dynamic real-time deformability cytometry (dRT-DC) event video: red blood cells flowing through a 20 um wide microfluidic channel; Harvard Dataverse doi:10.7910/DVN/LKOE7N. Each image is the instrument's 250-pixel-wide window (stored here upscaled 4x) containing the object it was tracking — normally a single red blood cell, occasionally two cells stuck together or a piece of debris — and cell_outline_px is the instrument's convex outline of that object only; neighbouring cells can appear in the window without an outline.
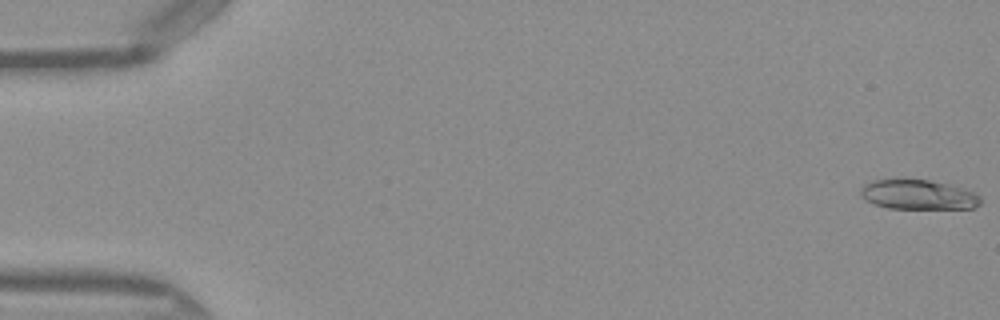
{"species": "Egyptian fruit bat (a non-hibernating species)", "species_latin": "Rousettus aegyptiacus", "temperature_condition": "warm", "stored_images_in_passage": 50, "camera_frame_rate_fps": 3000, "um_per_image_px": 0.085, "frame": {"image": 1, "passage_image": 1, "time_ms": 0.0, "image_size_px": [1000, 320], "cell_outline_px": [[980, 204], [972, 208], [888, 208], [872, 204], [860, 196], [860, 188], [864, 184], [872, 180], [928, 180], [948, 184], [972, 192], [980, 196]], "centroid_in_image_um": [77.98, 16.55], "position_along_channel_um": 7.0, "area_um2": 20.46}}
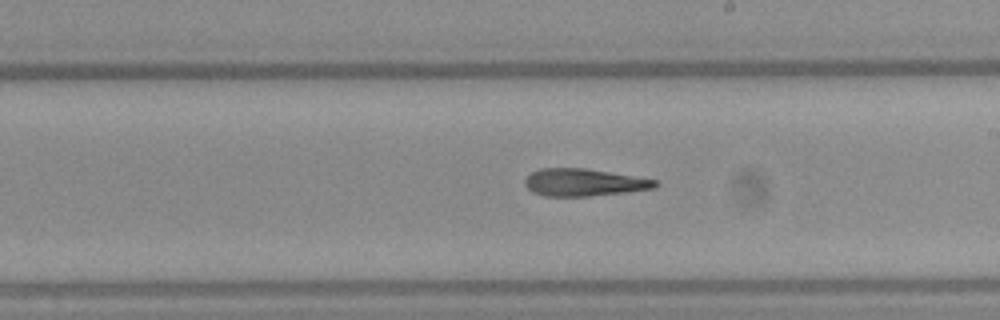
{"frame": {"image": 2, "passage_image": 29, "time_ms": 9.333, "image_size_px": [1000, 320], "cell_outline_px": [[660, 184], [656, 188], [628, 192], [588, 196], [544, 196], [532, 192], [524, 184], [524, 180], [532, 172], [540, 168], [584, 168], [656, 180]], "centroid_in_image_um": [49.62, 15.51], "position_along_channel_um": 239.4, "area_um2": 20.69}}
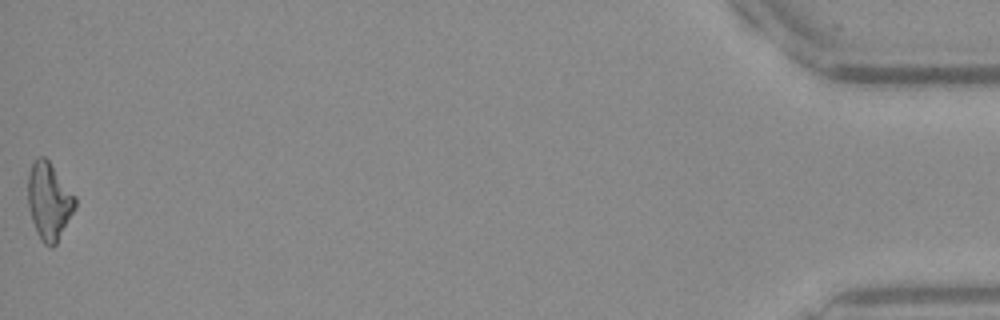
{"frame": {"image": 3, "passage_image": 50, "time_ms": 16.333, "image_size_px": [1000, 320], "cell_outline_px": [[76, 208], [56, 244], [52, 248], [44, 244], [40, 240], [36, 232], [28, 208], [28, 172], [32, 164], [40, 156], [44, 156], [48, 160], [76, 196]], "centroid_in_image_um": [4.17, 17.12], "position_along_channel_um": 431.0, "area_um2": 21.33}, "authors_computed_cell_mechanics": {"area_um2": 21.2993, "velocity_mm_per_s": 4.1193, "shape_relaxation_time_tau1_ms": null, "shape_relaxation_time_tau2_ms": 10.2925, "deformation_change_tau1": null, "deformation_change_tau2": 0.2755}}